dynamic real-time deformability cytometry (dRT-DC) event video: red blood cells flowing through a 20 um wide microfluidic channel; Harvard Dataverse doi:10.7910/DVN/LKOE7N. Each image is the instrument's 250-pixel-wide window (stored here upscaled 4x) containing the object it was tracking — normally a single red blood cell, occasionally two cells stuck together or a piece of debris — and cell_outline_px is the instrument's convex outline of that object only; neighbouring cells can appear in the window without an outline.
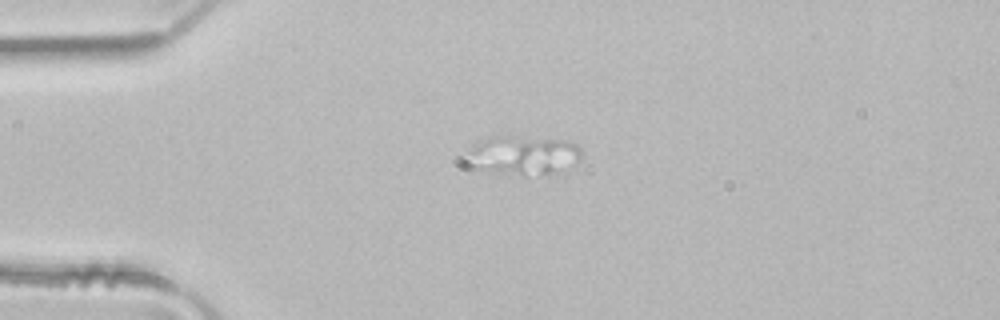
{"species": "common noctule bat (a hibernating species)", "species_latin": "Nyctalus noctula", "temperature_condition": "room temperature", "stored_images_in_passage": 2, "camera_frame_rate_fps": 3000, "um_per_image_px": 0.085, "animal": {"sex": "male", "body_mass_g": 21.5, "forearm_length_mm": 52.0}, "frame": {"image": 1, "passage_image": 1, "time_ms": 0.0, "image_size_px": [1000, 320], "cell_outline_px": [[580, 160], [556, 172], [524, 176], [496, 172], [472, 168], [464, 164], [460, 160], [460, 156], [476, 144], [488, 140], [568, 140], [576, 144], [580, 148]], "centroid_in_image_um": [44.38, 13.29], "position_along_channel_um": 40.6, "area_um2": 24.97}}